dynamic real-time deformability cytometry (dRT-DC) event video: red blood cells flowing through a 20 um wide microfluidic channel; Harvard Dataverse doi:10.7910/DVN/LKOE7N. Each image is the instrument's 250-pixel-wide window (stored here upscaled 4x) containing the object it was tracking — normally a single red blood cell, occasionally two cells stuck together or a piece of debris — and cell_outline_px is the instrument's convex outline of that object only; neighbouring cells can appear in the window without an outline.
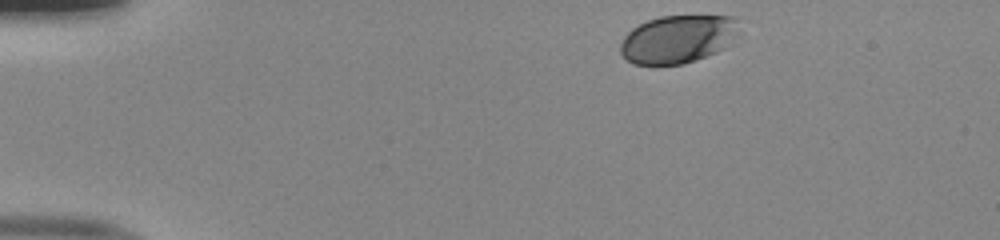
{"species": "human", "species_latin": "Homo sapiens", "temperature_condition": "room temperature", "stored_images_in_passage": 37, "camera_frame_rate_fps": 3000, "um_per_image_px": 0.085, "donor": {"sex": "male"}, "frame": {"image": 1, "passage_image": 1, "time_ms": 0.0, "image_size_px": [1000, 240], "cell_outline_px": [[732, 28], [724, 48], [716, 52], [696, 60], [684, 64], [632, 64], [620, 52], [620, 44], [624, 36], [632, 28], [648, 20], [660, 16], [732, 16]], "centroid_in_image_um": [57.44, 3.34], "position_along_channel_um": 27.6, "area_um2": 31.96}}
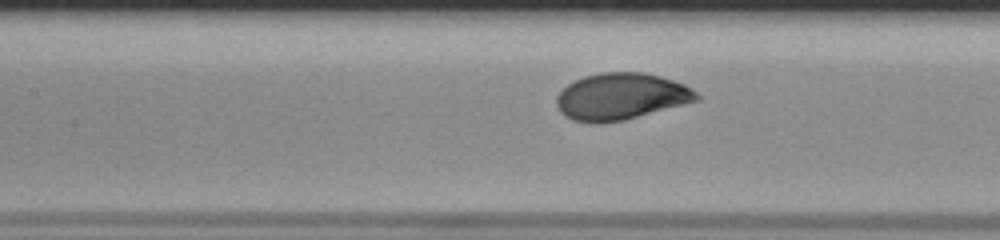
{"frame": {"image": 2, "passage_image": 17, "time_ms": 5.333, "image_size_px": [1000, 240], "cell_outline_px": [[700, 100], [624, 120], [572, 120], [564, 116], [560, 112], [556, 104], [556, 96], [568, 84], [584, 76], [604, 72], [644, 72], [660, 76], [684, 84], [696, 92], [700, 96]], "centroid_in_image_um": [52.81, 8.17], "position_along_channel_um": 154.6, "area_um2": 37.4}}
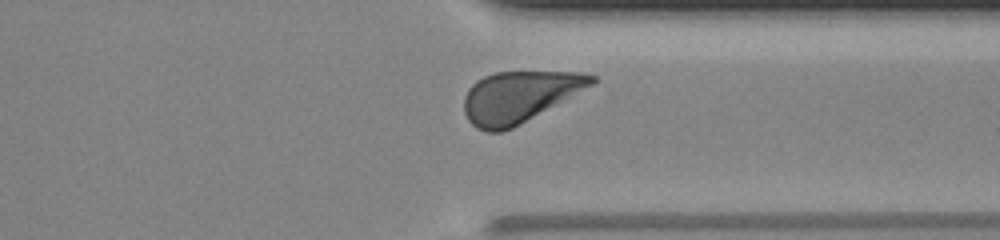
{"frame": {"image": 3, "passage_image": 33, "time_ms": 10.667, "image_size_px": [1000, 240], "cell_outline_px": [[596, 80], [592, 84], [520, 124], [512, 128], [500, 132], [488, 132], [476, 128], [468, 120], [464, 112], [464, 96], [468, 88], [476, 80], [484, 76], [496, 72], [580, 72], [596, 76]], "centroid_in_image_um": [44.07, 8.22], "position_along_channel_um": 367.3, "area_um2": 37.57}, "authors_computed_cell_mechanics": {"area_um2": 37.4544, "velocity_mm_per_s": 3.9872, "shape_relaxation_time_tau1_ms": 2.9321, "shape_relaxation_time_tau2_ms": null, "deformation_change_tau1": 0.1355, "deformation_change_tau2": null}}